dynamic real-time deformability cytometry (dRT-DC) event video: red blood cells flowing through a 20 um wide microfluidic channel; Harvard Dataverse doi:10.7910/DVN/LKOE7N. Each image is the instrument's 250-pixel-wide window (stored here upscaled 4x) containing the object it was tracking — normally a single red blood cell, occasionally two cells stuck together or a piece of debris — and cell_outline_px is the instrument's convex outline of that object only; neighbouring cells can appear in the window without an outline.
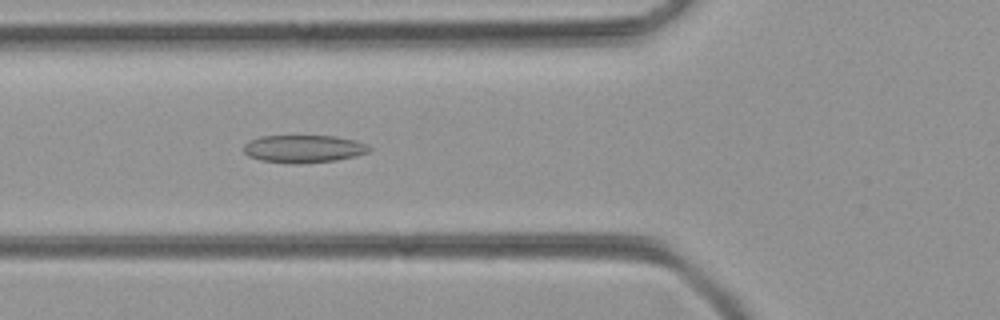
{"species": "common noctule bat (a hibernating species)", "species_latin": "Nyctalus noctula", "temperature_condition": "room temperature", "stored_images_in_passage": 50, "camera_frame_rate_fps": 3000, "um_per_image_px": 0.085, "animal": {"sex": "female", "body_mass_g": 21.9}, "frame": {"image": 1, "passage_image": 18, "time_ms": 5.667, "image_size_px": [1000, 320], "cell_outline_px": [[372, 148], [368, 152], [356, 156], [336, 160], [296, 164], [292, 164], [260, 160], [248, 156], [244, 152], [244, 144], [248, 140], [260, 136], [336, 136], [368, 144]], "centroid_in_image_um": [25.79, 12.65], "position_along_channel_um": 100.0, "area_um2": 20.35}}
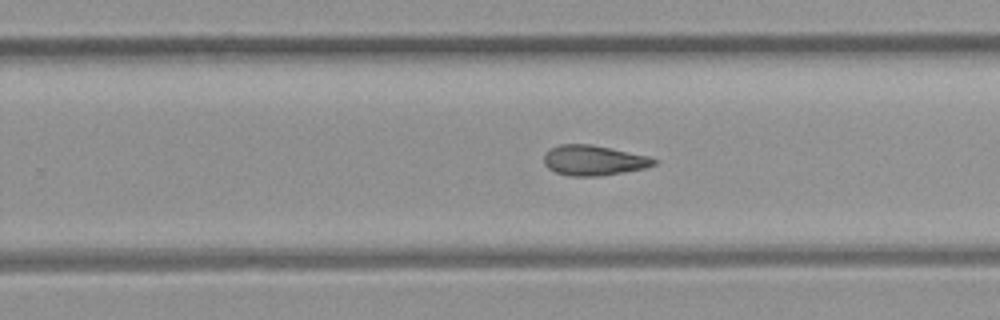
{"frame": {"image": 2, "passage_image": 31, "time_ms": 10.0, "image_size_px": [1000, 320], "cell_outline_px": [[656, 164], [644, 168], [624, 172], [600, 176], [568, 176], [556, 172], [548, 168], [544, 164], [544, 156], [552, 148], [560, 144], [592, 144], [648, 156], [656, 160]], "centroid_in_image_um": [50.45, 13.63], "position_along_channel_um": 279.3, "area_um2": 19.19}}
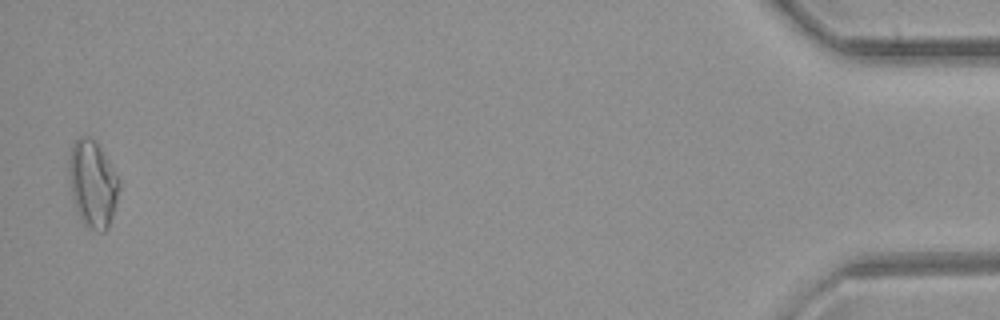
{"frame": {"image": 3, "passage_image": 49, "time_ms": 16.0, "image_size_px": [1000, 320], "cell_outline_px": [[120, 188], [108, 228], [104, 232], [100, 232], [84, 224], [80, 220], [72, 196], [68, 172], [68, 160], [72, 148], [76, 140], [80, 136], [88, 136], [96, 140], [120, 180]], "centroid_in_image_um": [7.87, 15.61], "position_along_channel_um": 427.3, "area_um2": 25.32}}